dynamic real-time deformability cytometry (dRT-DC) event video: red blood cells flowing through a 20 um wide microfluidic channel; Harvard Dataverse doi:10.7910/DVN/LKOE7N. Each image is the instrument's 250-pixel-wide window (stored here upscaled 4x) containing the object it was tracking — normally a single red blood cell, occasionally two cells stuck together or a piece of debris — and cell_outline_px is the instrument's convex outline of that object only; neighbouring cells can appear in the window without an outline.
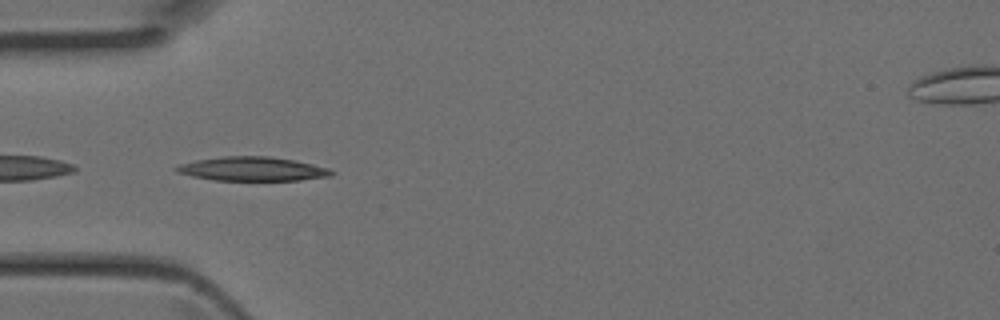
{"species": "Egyptian fruit bat (a non-hibernating species)", "species_latin": "Rousettus aegyptiacus", "temperature_condition": "room temperature", "stored_images_in_passage": 21, "camera_frame_rate_fps": 3000, "um_per_image_px": 0.085, "animal": {"sex": "female"}, "frame": {"image": 1, "passage_image": 2, "time_ms": 0.333, "image_size_px": [1000, 320], "cell_outline_px": [[336, 172], [332, 176], [300, 180], [212, 180], [192, 176], [176, 172], [172, 168], [180, 164], [196, 160], [224, 156], [268, 156], [296, 160], [328, 168]], "centroid_in_image_um": [21.46, 14.36], "position_along_channel_um": 63.5, "area_um2": 21.79}}
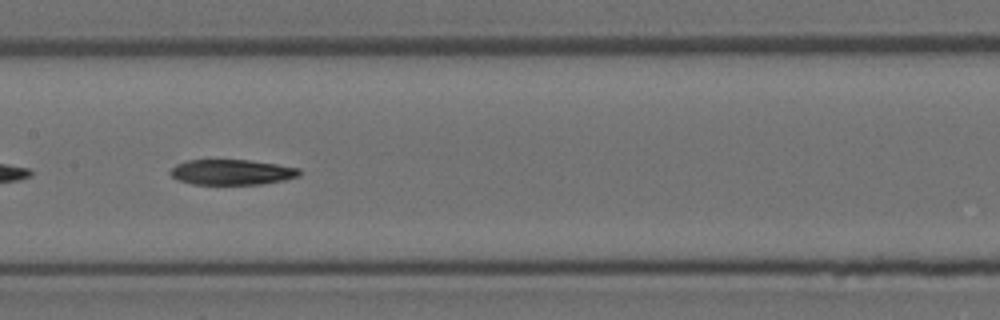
{"frame": {"image": 2, "passage_image": 10, "time_ms": 3.0, "image_size_px": [1000, 320], "cell_outline_px": [[304, 172], [300, 176], [284, 180], [260, 184], [192, 184], [176, 180], [168, 172], [176, 164], [188, 160], [248, 160], [276, 164], [300, 168]], "centroid_in_image_um": [19.72, 14.63], "position_along_channel_um": 187.7, "area_um2": 19.19}}
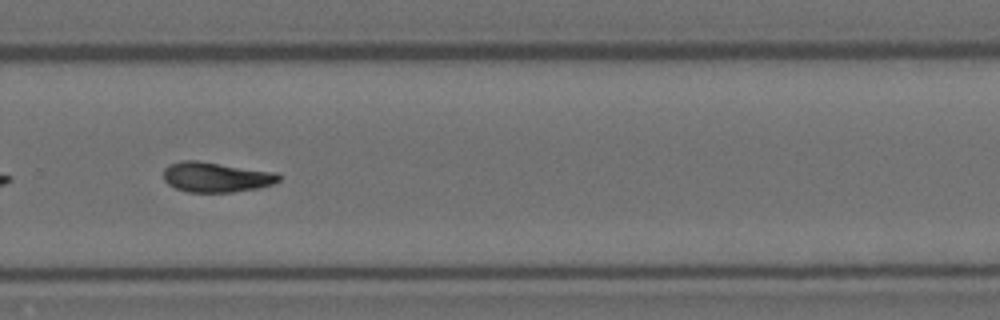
{"frame": {"image": 3, "passage_image": 18, "time_ms": 5.667, "image_size_px": [1000, 320], "cell_outline_px": [[280, 180], [272, 184], [260, 188], [232, 192], [188, 192], [176, 188], [168, 184], [164, 180], [164, 168], [180, 160], [196, 160], [276, 172], [280, 176]], "centroid_in_image_um": [18.37, 15.05], "position_along_channel_um": 311.4, "area_um2": 20.17}}